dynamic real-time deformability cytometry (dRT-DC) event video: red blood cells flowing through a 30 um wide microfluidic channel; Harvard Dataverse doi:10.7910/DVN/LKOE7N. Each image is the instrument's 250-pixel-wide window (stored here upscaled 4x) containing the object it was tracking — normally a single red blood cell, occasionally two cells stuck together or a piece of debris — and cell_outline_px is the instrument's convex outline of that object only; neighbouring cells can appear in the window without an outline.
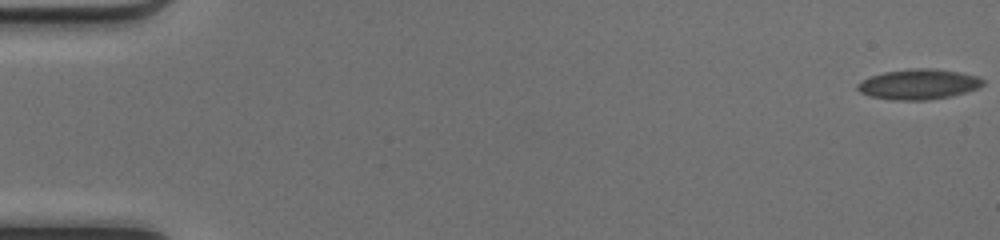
{"species": "common noctule bat (a hibernating species)", "species_latin": "Nyctalus noctula", "temperature_condition": "cold", "stored_images_in_passage": 52, "camera_frame_rate_fps": 3000, "um_per_image_px": 0.085, "animal": {"sex": "female", "body_mass_g": 17.0, "forearm_length_mm": 48.0}, "frame": {"image": 1, "passage_image": 1, "time_ms": 0.0, "image_size_px": [1000, 240], "cell_outline_px": [[984, 84], [980, 88], [952, 96], [928, 100], [892, 100], [872, 96], [860, 92], [856, 88], [856, 84], [872, 76], [884, 72], [912, 68], [936, 68], [960, 72], [976, 76], [984, 80]], "centroid_in_image_um": [78.12, 7.16], "position_along_channel_um": 6.9, "area_um2": 22.2}}
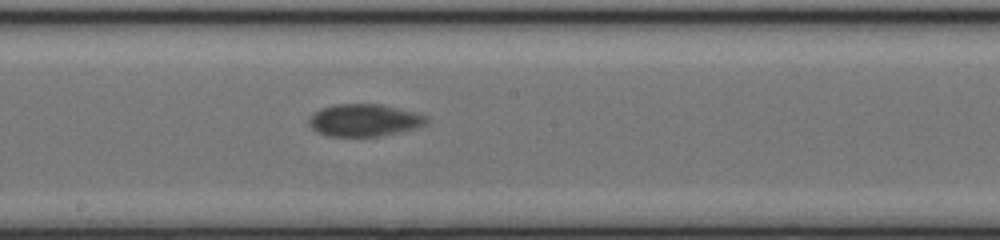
{"frame": {"image": 2, "passage_image": 29, "time_ms": 9.333, "image_size_px": [1000, 240], "cell_outline_px": [[428, 120], [424, 124], [416, 128], [380, 136], [328, 136], [316, 132], [308, 124], [308, 116], [312, 112], [320, 108], [336, 104], [380, 104], [428, 116]], "centroid_in_image_um": [30.88, 10.22], "position_along_channel_um": 217.3, "area_um2": 22.14}}
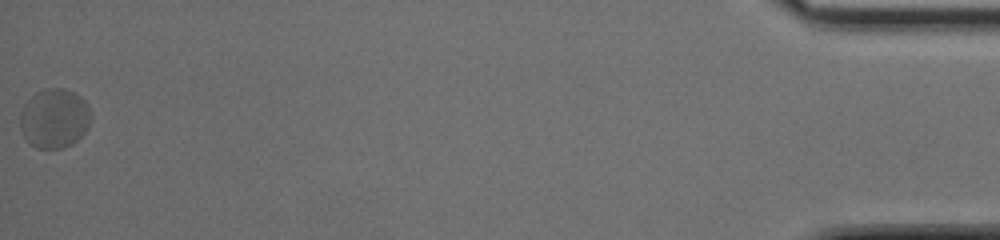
{"frame": {"image": 3, "passage_image": 52, "time_ms": 17.0, "image_size_px": [1000, 240], "cell_outline_px": [[92, 120], [88, 128], [72, 144], [64, 148], [36, 148], [28, 144], [20, 128], [20, 112], [24, 104], [36, 92], [44, 88], [64, 88], [76, 92], [84, 100], [92, 116]], "centroid_in_image_um": [4.62, 10.06], "position_along_channel_um": 430.6, "area_um2": 24.85}, "authors_computed_cell_mechanics": {"area_um2": 22.1952, "velocity_mm_per_s": 4.0825, "shape_relaxation_time_tau1_ms": 3.228, "shape_relaxation_time_tau2_ms": null, "deformation_change_tau1": 0.0846, "deformation_change_tau2": null}}